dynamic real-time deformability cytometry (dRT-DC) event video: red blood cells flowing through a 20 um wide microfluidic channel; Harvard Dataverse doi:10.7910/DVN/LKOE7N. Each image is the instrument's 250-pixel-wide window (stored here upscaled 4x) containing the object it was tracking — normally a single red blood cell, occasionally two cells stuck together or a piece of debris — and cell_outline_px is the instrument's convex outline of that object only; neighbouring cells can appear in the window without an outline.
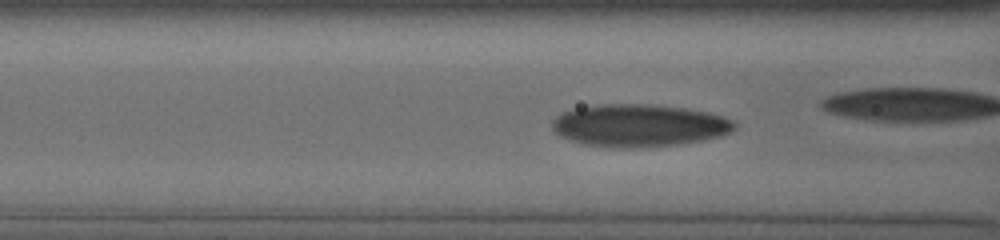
{"species": "human", "species_latin": "Homo sapiens", "temperature_condition": "cold", "stored_images_in_passage": 39, "camera_frame_rate_fps": 3000, "um_per_image_px": 0.085, "donor": {"sex": "male"}, "frame": {"image": 1, "passage_image": 10, "time_ms": 4.667, "image_size_px": [1000, 240], "cell_outline_px": [[736, 128], [732, 132], [720, 136], [704, 140], [680, 144], [632, 148], [608, 148], [584, 144], [560, 136], [552, 128], [552, 120], [556, 116], [564, 112], [576, 108], [600, 104], [648, 104], [684, 108], [708, 112], [732, 120], [736, 124]], "centroid_in_image_um": [54.32, 10.67], "position_along_channel_um": 112.3, "area_um2": 45.2}}